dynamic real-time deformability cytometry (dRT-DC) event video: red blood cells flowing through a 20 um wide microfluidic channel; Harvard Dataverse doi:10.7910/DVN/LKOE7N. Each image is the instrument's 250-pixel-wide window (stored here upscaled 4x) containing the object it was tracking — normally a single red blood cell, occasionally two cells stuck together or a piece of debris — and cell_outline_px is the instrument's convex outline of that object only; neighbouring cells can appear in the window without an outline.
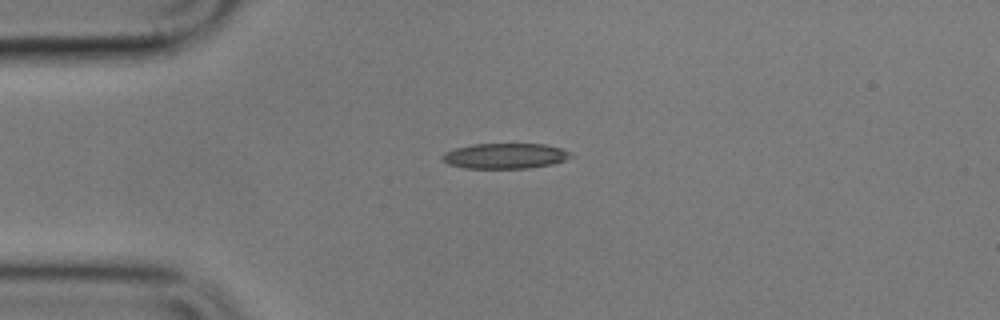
{"species": "common noctule bat (a hibernating species)", "species_latin": "Nyctalus noctula", "temperature_condition": "cold", "stored_images_in_passage": 2, "camera_frame_rate_fps": 3000, "um_per_image_px": 0.085, "animal": {"sex": "male", "body_mass_g": 17.9}, "frame": {"image": 1, "passage_image": 1, "time_ms": 0.0, "image_size_px": [1000, 320], "cell_outline_px": [[572, 156], [564, 160], [552, 164], [528, 168], [464, 168], [448, 164], [440, 160], [440, 156], [444, 152], [456, 148], [472, 144], [544, 144], [560, 148], [568, 152]], "centroid_in_image_um": [42.86, 13.25], "position_along_channel_um": 42.1, "area_um2": 18.96}}
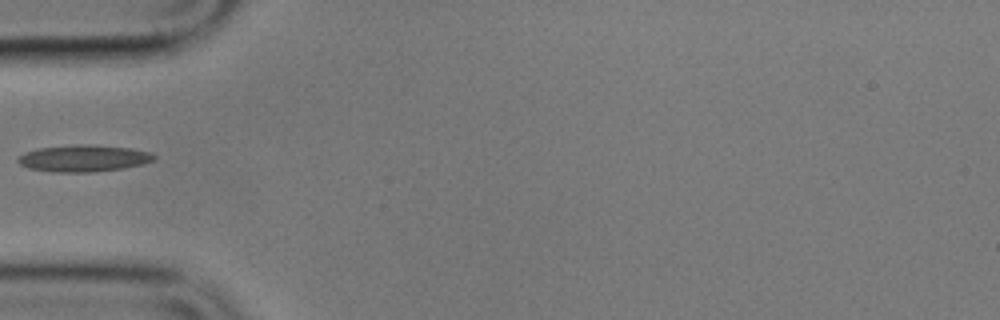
{"frame": {"image": 2, "passage_image": 2, "time_ms": 1.667, "image_size_px": [1000, 320], "cell_outline_px": [[156, 160], [144, 164], [124, 168], [96, 172], [56, 172], [28, 168], [20, 164], [16, 160], [16, 156], [24, 152], [40, 148], [72, 144], [96, 144], [132, 148], [152, 152], [156, 156]], "centroid_in_image_um": [7.14, 13.44], "position_along_channel_um": 77.9, "area_um2": 21.73}}